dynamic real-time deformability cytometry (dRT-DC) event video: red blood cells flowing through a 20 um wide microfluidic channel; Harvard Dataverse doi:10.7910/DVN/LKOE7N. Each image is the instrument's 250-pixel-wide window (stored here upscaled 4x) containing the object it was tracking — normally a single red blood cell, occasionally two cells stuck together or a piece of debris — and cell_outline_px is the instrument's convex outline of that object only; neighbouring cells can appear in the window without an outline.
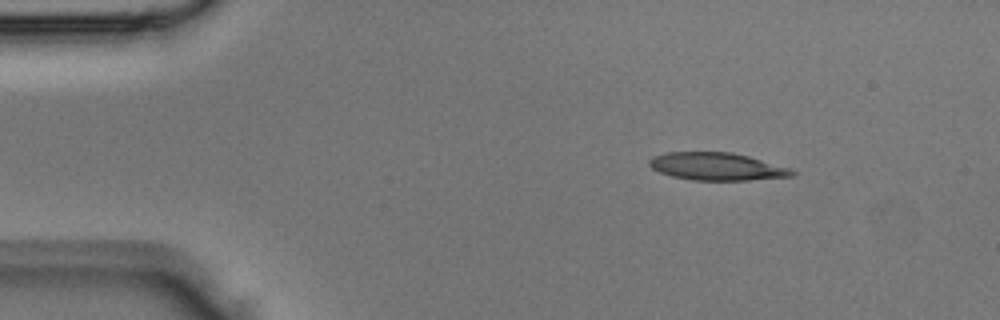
{"species": "Egyptian fruit bat (a non-hibernating species)", "species_latin": "Rousettus aegyptiacus", "temperature_condition": "room temperature", "stored_images_in_passage": 4, "camera_frame_rate_fps": 3000, "um_per_image_px": 0.085, "animal": {"sex": "male"}, "frame": {"image": 1, "passage_image": 1, "time_ms": 0.0, "image_size_px": [1000, 320], "cell_outline_px": [[796, 176], [748, 180], [692, 180], [672, 176], [660, 172], [652, 168], [648, 164], [648, 160], [652, 156], [664, 152], [732, 152], [748, 156], [792, 168], [796, 172]], "centroid_in_image_um": [60.95, 14.15], "position_along_channel_um": 24.1, "area_um2": 23.18}}
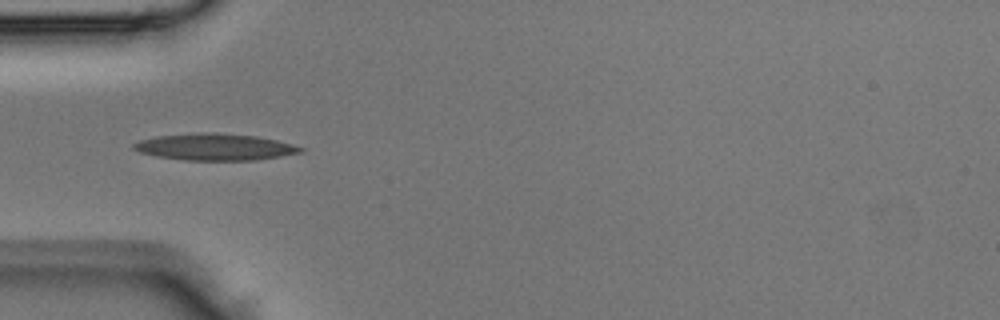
{"frame": {"image": 2, "passage_image": 3, "time_ms": 0.667, "image_size_px": [1000, 320], "cell_outline_px": [[304, 148], [300, 152], [280, 156], [256, 160], [184, 160], [156, 156], [140, 152], [132, 148], [132, 144], [140, 140], [156, 136], [196, 132], [216, 132], [256, 136], [276, 140], [292, 144]], "centroid_in_image_um": [18.22, 12.48], "position_along_channel_um": 66.8, "area_um2": 25.95}}